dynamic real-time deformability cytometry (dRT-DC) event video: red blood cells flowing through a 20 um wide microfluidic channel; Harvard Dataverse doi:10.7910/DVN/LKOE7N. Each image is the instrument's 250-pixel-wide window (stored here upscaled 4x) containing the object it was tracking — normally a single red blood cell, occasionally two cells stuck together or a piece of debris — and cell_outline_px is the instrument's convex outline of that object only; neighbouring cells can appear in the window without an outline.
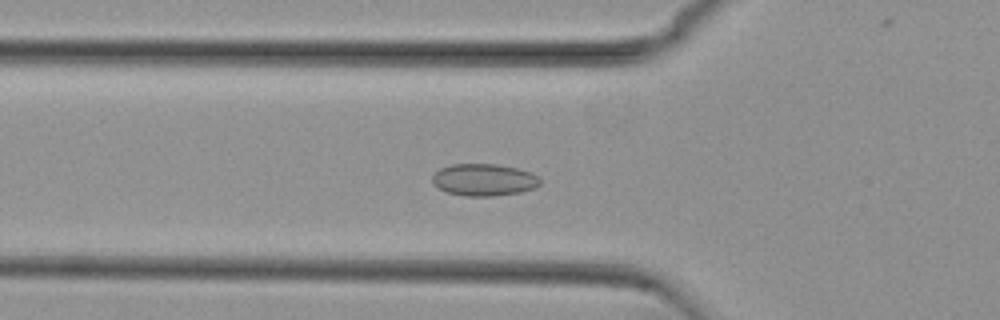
{"species": "common noctule bat (a hibernating species)", "species_latin": "Nyctalus noctula", "temperature_condition": "cold", "stored_images_in_passage": 43, "camera_frame_rate_fps": 3000, "um_per_image_px": 0.085, "animal": {"sex": "female", "body_mass_g": 29.2, "forearm_length_mm": 56.3}, "frame": {"image": 1, "passage_image": 7, "time_ms": 2.0, "image_size_px": [1000, 320], "cell_outline_px": [[540, 184], [536, 188], [520, 192], [492, 196], [464, 196], [448, 192], [440, 188], [432, 180], [432, 176], [440, 168], [452, 164], [496, 164], [516, 168], [532, 172], [540, 176]], "centroid_in_image_um": [41.18, 15.28], "position_along_channel_um": 84.6, "area_um2": 20.11}}
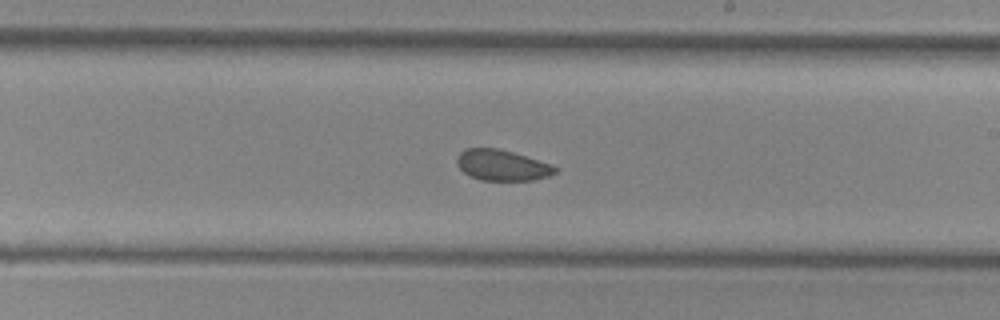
{"frame": {"image": 2, "passage_image": 20, "time_ms": 6.333, "image_size_px": [1000, 320], "cell_outline_px": [[560, 168], [556, 172], [548, 176], [532, 180], [480, 180], [464, 172], [456, 164], [456, 160], [460, 152], [464, 148], [496, 148], [512, 152], [552, 164]], "centroid_in_image_um": [42.68, 14.04], "position_along_channel_um": 246.3, "area_um2": 17.57}}
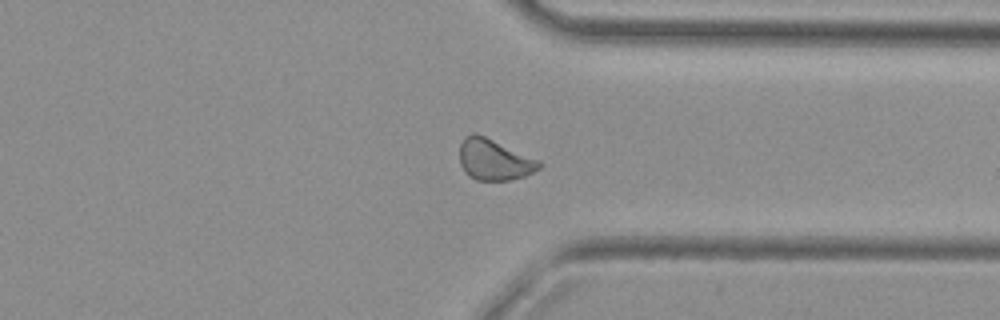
{"frame": {"image": 3, "passage_image": 30, "time_ms": 9.667, "image_size_px": [1000, 320], "cell_outline_px": [[544, 164], [540, 168], [524, 176], [508, 180], [476, 180], [468, 176], [464, 172], [460, 164], [460, 144], [464, 136], [472, 132], [476, 132], [540, 160]], "centroid_in_image_um": [41.99, 13.56], "position_along_channel_um": 369.4, "area_um2": 19.25}, "authors_computed_cell_mechanics": {"area_um2": 19.0162, "velocity_mm_per_s": 3.7219, "shape_relaxation_time_tau1_ms": 2.8844, "shape_relaxation_time_tau2_ms": 3.1424, "deformation_change_tau1": 0.0534, "deformation_change_tau2": 0.0756}}